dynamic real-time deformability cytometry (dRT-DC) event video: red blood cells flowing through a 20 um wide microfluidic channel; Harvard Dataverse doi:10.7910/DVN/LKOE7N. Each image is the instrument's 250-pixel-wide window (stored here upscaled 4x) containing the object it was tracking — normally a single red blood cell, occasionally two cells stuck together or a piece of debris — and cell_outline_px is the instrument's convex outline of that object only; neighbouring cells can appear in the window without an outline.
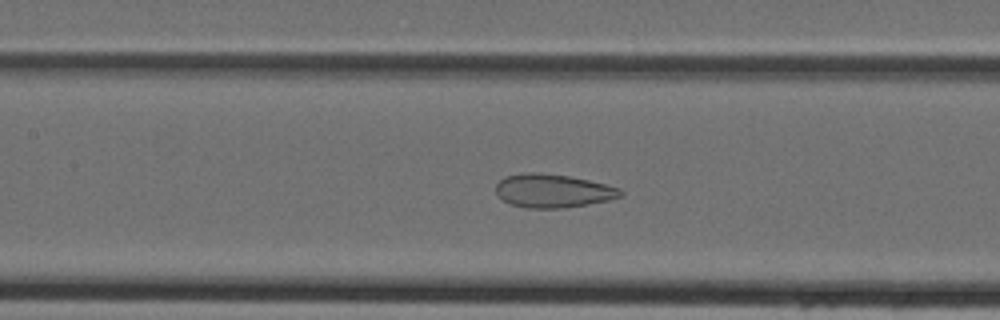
{"species": "Egyptian fruit bat (a non-hibernating species)", "species_latin": "Rousettus aegyptiacus", "temperature_condition": "cold", "stored_images_in_passage": 42, "camera_frame_rate_fps": 3000, "um_per_image_px": 0.085, "animal": {"sex": "female"}, "frame": {"image": 1, "passage_image": 20, "time_ms": 6.333, "image_size_px": [1000, 320], "cell_outline_px": [[624, 192], [620, 196], [608, 200], [588, 204], [564, 208], [528, 208], [512, 204], [504, 200], [496, 192], [496, 184], [504, 176], [524, 172], [532, 172], [568, 176], [588, 180], [620, 188]], "centroid_in_image_um": [46.98, 16.22], "position_along_channel_um": 160.4, "area_um2": 24.1}}
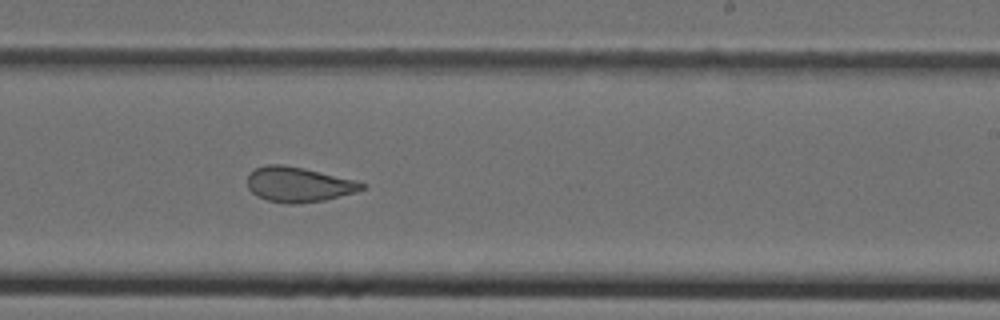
{"frame": {"image": 2, "passage_image": 27, "time_ms": 8.667, "image_size_px": [1000, 320], "cell_outline_px": [[364, 188], [356, 192], [324, 200], [300, 204], [284, 204], [268, 200], [256, 196], [248, 188], [248, 172], [256, 168], [268, 164], [280, 164], [304, 168], [356, 180], [364, 184]], "centroid_in_image_um": [25.35, 15.69], "position_along_channel_um": 263.7, "area_um2": 23.41}}
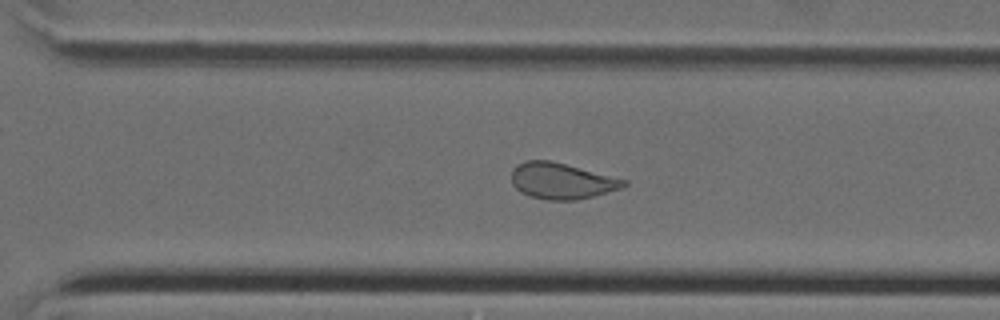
{"frame": {"image": 3, "passage_image": 31, "time_ms": 10.0, "image_size_px": [1000, 320], "cell_outline_px": [[628, 184], [620, 188], [592, 196], [576, 200], [548, 200], [528, 196], [520, 192], [512, 184], [512, 168], [516, 164], [524, 160], [552, 160], [628, 180]], "centroid_in_image_um": [47.7, 15.36], "position_along_channel_um": 322.9, "area_um2": 23.76}}